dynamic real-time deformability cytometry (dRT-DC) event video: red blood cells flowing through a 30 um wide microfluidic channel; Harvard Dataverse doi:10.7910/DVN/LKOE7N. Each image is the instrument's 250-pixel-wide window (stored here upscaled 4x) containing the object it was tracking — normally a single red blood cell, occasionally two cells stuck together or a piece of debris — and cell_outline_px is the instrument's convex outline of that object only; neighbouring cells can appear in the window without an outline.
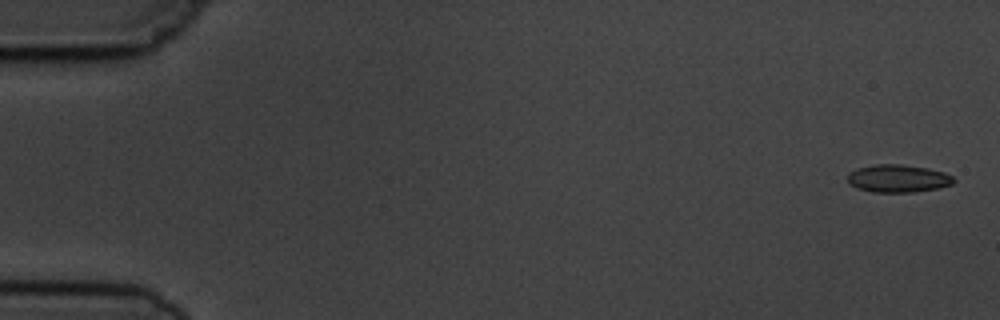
{"species": "common noctule bat (a hibernating species)", "species_latin": "Nyctalus noctula", "temperature_condition": "cold", "stored_images_in_passage": 6, "segment_of_instrument_passage": [1, 2], "camera_frame_rate_fps": 3000, "um_per_image_px": 0.085, "animal": {"sex": "male", "body_mass_g": 19.5, "forearm_length_mm": 54.6}, "frame": {"image": 1, "passage_image": 1, "time_ms": 0.0, "image_size_px": [1000, 320], "cell_outline_px": [[956, 180], [952, 184], [936, 188], [916, 192], [872, 192], [856, 188], [848, 184], [848, 172], [856, 168], [876, 164], [900, 164], [928, 168], [944, 172], [952, 176]], "centroid_in_image_um": [76.3, 15.17], "position_along_channel_um": 8.7, "area_um2": 17.28}}
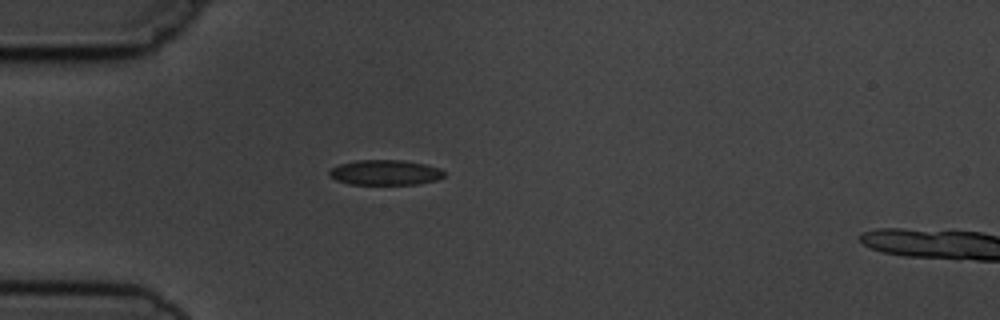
{"frame": {"image": 2, "passage_image": 5, "time_ms": 4.667, "image_size_px": [1000, 320], "cell_outline_px": [[444, 176], [436, 180], [416, 184], [348, 184], [336, 180], [328, 176], [328, 172], [332, 168], [340, 164], [356, 160], [404, 160], [424, 164], [440, 168], [444, 172]], "centroid_in_image_um": [32.71, 14.66], "position_along_channel_um": 52.3, "area_um2": 16.82}}